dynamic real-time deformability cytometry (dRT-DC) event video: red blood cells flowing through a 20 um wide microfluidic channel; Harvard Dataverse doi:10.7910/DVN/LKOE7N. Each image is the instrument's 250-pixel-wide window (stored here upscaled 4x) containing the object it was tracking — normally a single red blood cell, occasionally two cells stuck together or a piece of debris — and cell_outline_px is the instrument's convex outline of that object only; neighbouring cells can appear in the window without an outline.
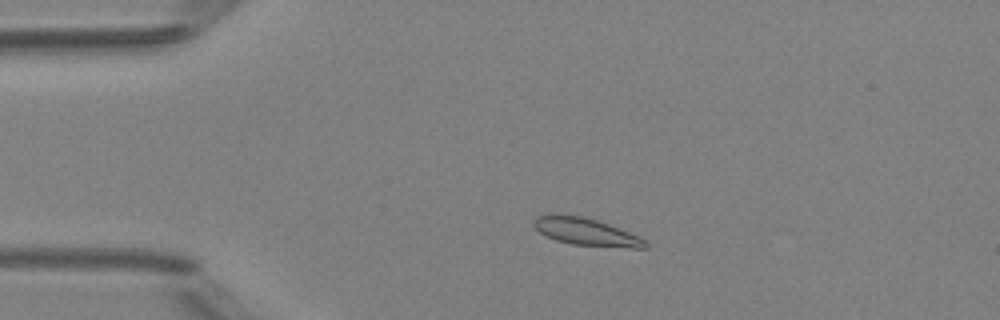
{"species": "Egyptian fruit bat (a non-hibernating species)", "species_latin": "Rousettus aegyptiacus", "temperature_condition": "room temperature", "stored_images_in_passage": 4, "camera_frame_rate_fps": 3000, "um_per_image_px": 0.085, "animal": {"sex": "female"}, "frame": {"image": 1, "passage_image": 3, "time_ms": 2.0, "image_size_px": [1000, 320], "cell_outline_px": [[648, 248], [632, 248], [572, 244], [556, 240], [540, 232], [532, 224], [532, 220], [536, 216], [552, 212], [560, 212], [580, 216], [596, 220], [608, 224], [640, 236], [648, 244]], "centroid_in_image_um": [49.77, 19.67], "position_along_channel_um": 35.2, "area_um2": 18.03}}